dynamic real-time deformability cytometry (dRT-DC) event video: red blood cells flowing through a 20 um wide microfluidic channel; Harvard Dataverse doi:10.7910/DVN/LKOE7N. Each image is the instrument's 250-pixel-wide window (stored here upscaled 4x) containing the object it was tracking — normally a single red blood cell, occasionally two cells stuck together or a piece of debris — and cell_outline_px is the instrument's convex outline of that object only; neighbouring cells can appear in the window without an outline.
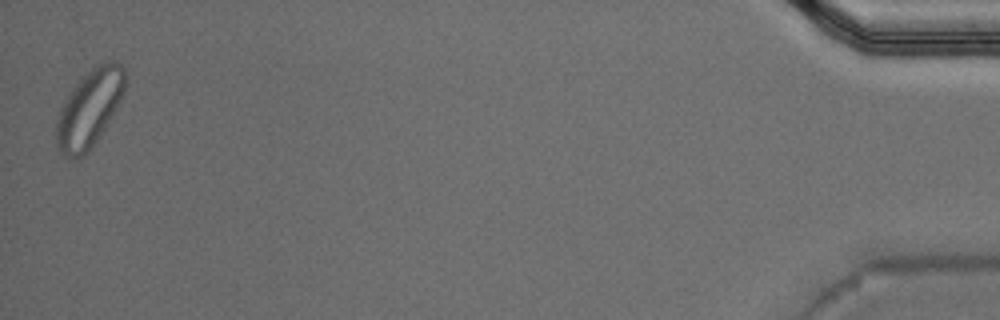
{"species": "Egyptian fruit bat (a non-hibernating species)", "species_latin": "Rousettus aegyptiacus", "temperature_condition": "warm", "stored_images_in_passage": 45, "segment_of_instrument_passage": [2, 2], "camera_frame_rate_fps": 3000, "um_per_image_px": 0.085, "animal": {"sex": "male"}, "frame": {"image": 1, "passage_image": 45, "time_ms": 14.667, "image_size_px": [1000, 320], "cell_outline_px": [[124, 92], [116, 108], [104, 128], [88, 152], [80, 160], [72, 160], [60, 152], [56, 148], [56, 120], [60, 108], [68, 92], [96, 64], [104, 60], [116, 60], [124, 68]], "centroid_in_image_um": [7.56, 9.24], "position_along_channel_um": 427.6, "area_um2": 30.98}}